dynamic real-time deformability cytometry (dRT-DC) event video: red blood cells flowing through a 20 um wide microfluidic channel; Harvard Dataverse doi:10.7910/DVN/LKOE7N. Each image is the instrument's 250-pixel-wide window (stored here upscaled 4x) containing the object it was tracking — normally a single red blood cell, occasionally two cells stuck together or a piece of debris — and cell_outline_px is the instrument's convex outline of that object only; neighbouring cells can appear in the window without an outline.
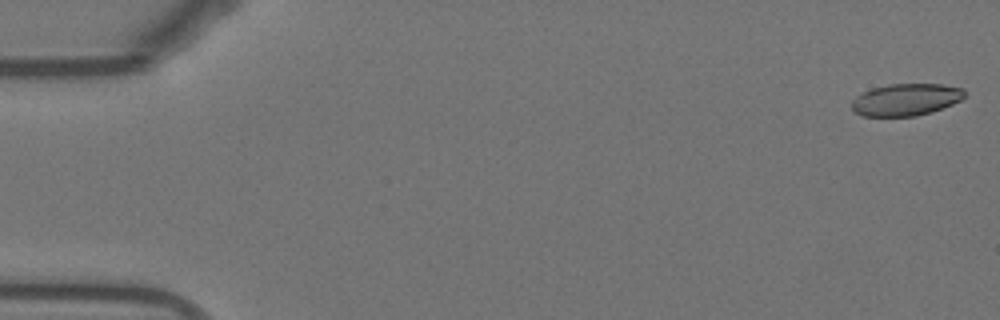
{"species": "Egyptian fruit bat (a non-hibernating species)", "species_latin": "Rousettus aegyptiacus", "temperature_condition": "warm", "stored_images_in_passage": 20, "camera_frame_rate_fps": 3000, "um_per_image_px": 0.085, "animal": {"sex": "female"}, "frame": {"image": 1, "passage_image": 1, "time_ms": 0.0, "image_size_px": [1000, 320], "cell_outline_px": [[964, 96], [960, 100], [952, 104], [932, 112], [916, 116], [860, 116], [852, 108], [852, 100], [856, 96], [872, 88], [888, 84], [940, 84], [964, 88]], "centroid_in_image_um": [76.99, 8.47], "position_along_channel_um": 8.0, "area_um2": 21.04}}
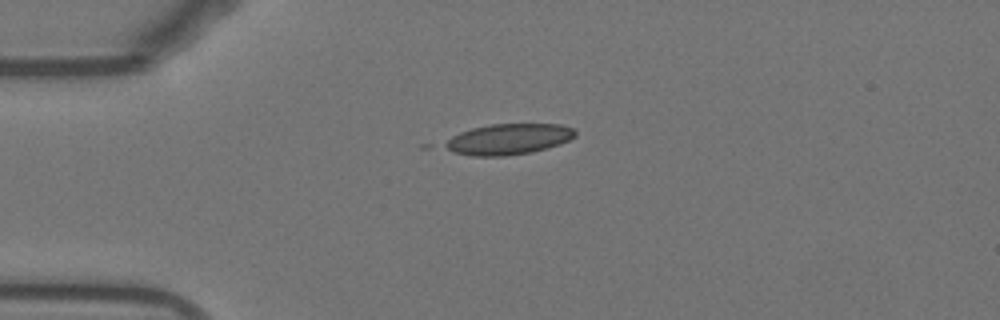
{"frame": {"image": 2, "passage_image": 13, "time_ms": 4.0, "image_size_px": [1000, 320], "cell_outline_px": [[576, 136], [560, 144], [532, 152], [504, 156], [472, 156], [452, 152], [444, 148], [440, 144], [452, 136], [460, 132], [472, 128], [492, 124], [560, 124], [572, 128], [576, 132]], "centroid_in_image_um": [43.17, 11.83], "position_along_channel_um": 41.8, "area_um2": 23.52}}
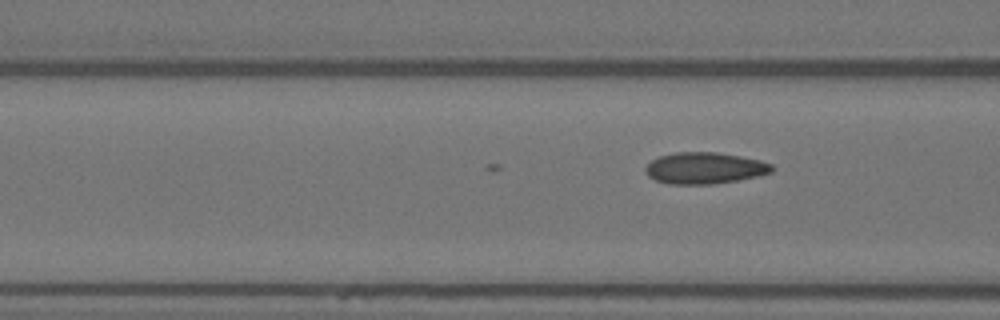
{"frame": {"image": 3, "passage_image": 20, "time_ms": 6.333, "image_size_px": [1000, 320], "cell_outline_px": [[772, 172], [756, 176], [736, 180], [712, 184], [668, 184], [656, 180], [648, 176], [644, 172], [644, 168], [652, 160], [660, 156], [676, 152], [716, 152], [740, 156], [760, 160], [772, 164]], "centroid_in_image_um": [59.86, 14.28], "position_along_channel_um": 106.7, "area_um2": 23.06}}